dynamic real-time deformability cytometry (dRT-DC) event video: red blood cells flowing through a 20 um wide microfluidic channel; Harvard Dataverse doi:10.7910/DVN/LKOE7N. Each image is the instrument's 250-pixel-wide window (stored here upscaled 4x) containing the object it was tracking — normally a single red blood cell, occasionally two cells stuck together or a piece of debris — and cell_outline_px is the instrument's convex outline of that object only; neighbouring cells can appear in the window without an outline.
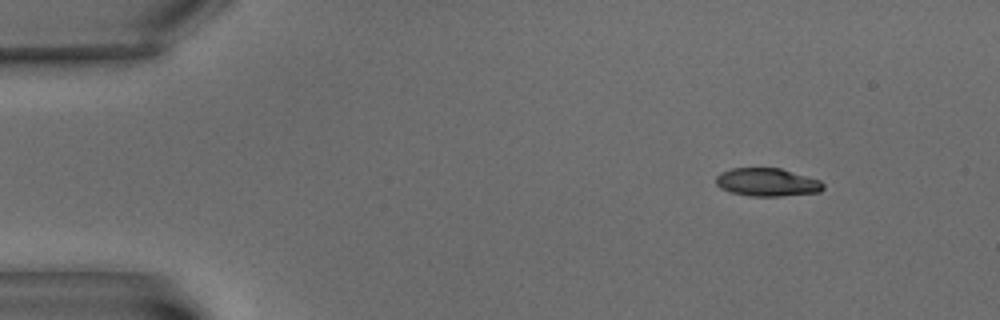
{"species": "common noctule bat (a hibernating species)", "species_latin": "Nyctalus noctula", "temperature_condition": "warm", "stored_images_in_passage": 8, "camera_frame_rate_fps": 3000, "um_per_image_px": 0.085, "animal": {"sex": "male", "body_mass_g": 15.6}, "frame": {"image": 1, "passage_image": 1, "time_ms": 0.0, "image_size_px": [1000, 320], "cell_outline_px": [[824, 188], [820, 192], [780, 196], [752, 196], [732, 192], [720, 188], [716, 184], [716, 176], [720, 172], [732, 168], [780, 168], [820, 180], [824, 184]], "centroid_in_image_um": [65.2, 15.49], "position_along_channel_um": 19.8, "area_um2": 17.51}}
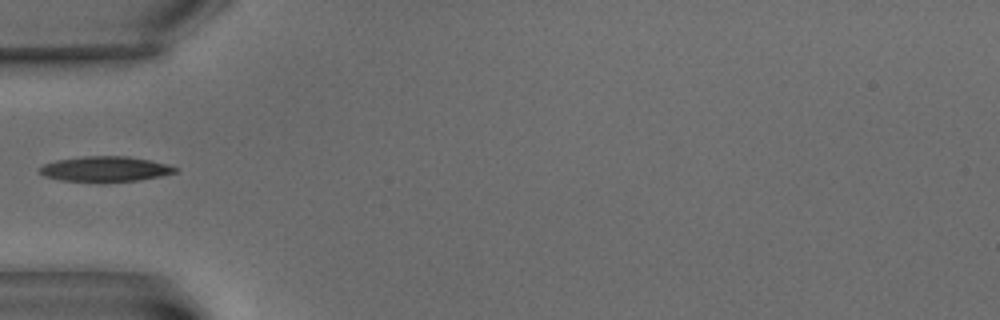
{"frame": {"image": 2, "passage_image": 5, "time_ms": 5.0, "image_size_px": [1000, 320], "cell_outline_px": [[180, 168], [176, 172], [160, 176], [136, 180], [104, 184], [96, 184], [60, 180], [44, 176], [36, 168], [44, 164], [56, 160], [84, 156], [128, 156], [148, 160]], "centroid_in_image_um": [8.87, 14.4], "position_along_channel_um": 76.1, "area_um2": 20.52}}
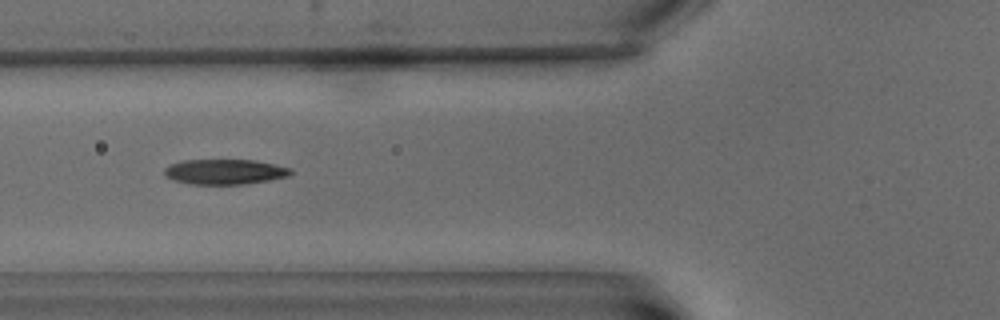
{"frame": {"image": 3, "passage_image": 6, "time_ms": 6.0, "image_size_px": [1000, 320], "cell_outline_px": [[292, 172], [288, 176], [268, 180], [244, 184], [192, 184], [172, 180], [164, 176], [164, 168], [172, 164], [184, 160], [256, 160], [292, 168]], "centroid_in_image_um": [19.09, 14.6], "position_along_channel_um": 106.7, "area_um2": 18.5}}